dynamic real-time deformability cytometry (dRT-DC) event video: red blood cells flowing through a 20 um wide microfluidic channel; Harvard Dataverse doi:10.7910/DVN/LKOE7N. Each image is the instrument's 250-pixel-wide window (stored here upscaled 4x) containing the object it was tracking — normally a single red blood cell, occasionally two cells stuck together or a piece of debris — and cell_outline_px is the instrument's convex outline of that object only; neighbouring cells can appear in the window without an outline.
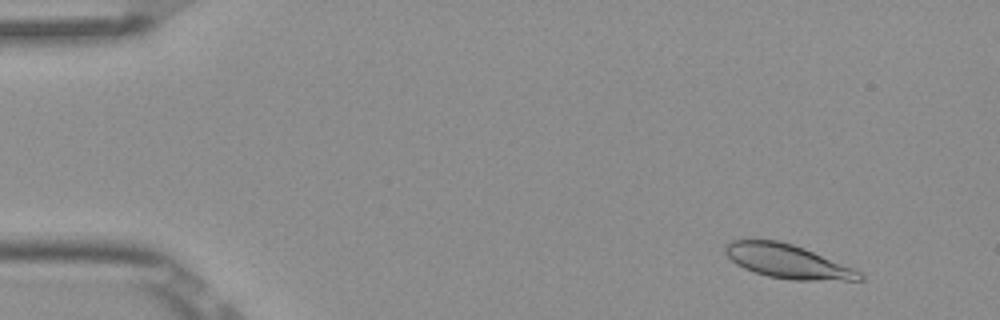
{"species": "Egyptian fruit bat (a non-hibernating species)", "species_latin": "Rousettus aegyptiacus", "temperature_condition": "room temperature", "stored_images_in_passage": 5, "camera_frame_rate_fps": 3000, "um_per_image_px": 0.085, "frame": {"image": 1, "passage_image": 2, "time_ms": 0.333, "image_size_px": [1000, 320], "cell_outline_px": [[864, 280], [792, 280], [768, 276], [744, 268], [736, 264], [724, 252], [724, 248], [732, 240], [776, 240], [792, 244], [804, 248], [852, 268], [860, 272], [864, 276]], "centroid_in_image_um": [66.93, 22.22], "position_along_channel_um": 18.1, "area_um2": 26.07}}
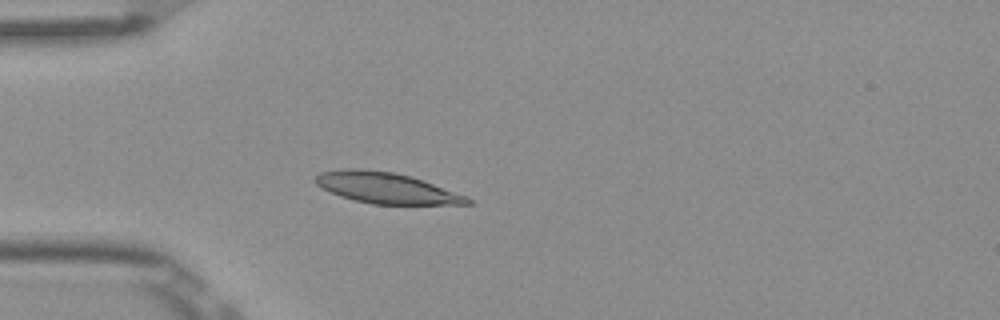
{"frame": {"image": 2, "passage_image": 5, "time_ms": 1.333, "image_size_px": [1000, 320], "cell_outline_px": [[472, 204], [372, 204], [352, 200], [340, 196], [316, 184], [316, 176], [320, 172], [344, 168], [360, 168], [392, 172], [412, 176], [424, 180], [468, 196], [472, 200]], "centroid_in_image_um": [32.86, 15.97], "position_along_channel_um": 52.1, "area_um2": 27.4}}